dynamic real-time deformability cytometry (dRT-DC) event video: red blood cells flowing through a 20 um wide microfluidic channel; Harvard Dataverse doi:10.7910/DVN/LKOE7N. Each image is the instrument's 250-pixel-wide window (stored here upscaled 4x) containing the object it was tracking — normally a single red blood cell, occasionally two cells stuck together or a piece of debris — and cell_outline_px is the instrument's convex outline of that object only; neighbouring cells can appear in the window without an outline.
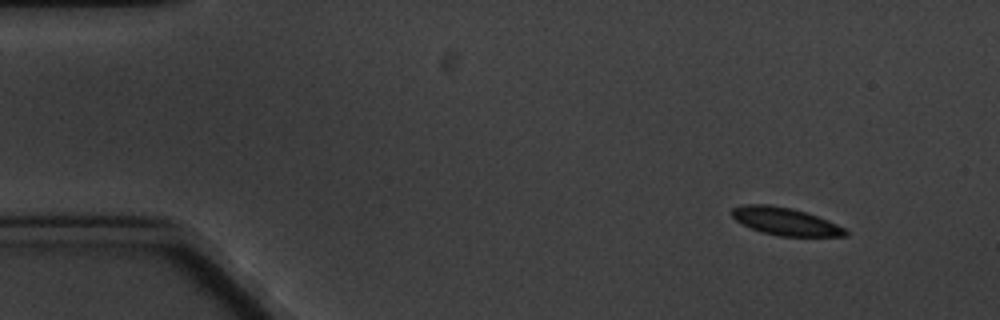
{"species": "common noctule bat (a hibernating species)", "species_latin": "Nyctalus noctula", "temperature_condition": "cold", "stored_images_in_passage": 6, "camera_frame_rate_fps": 3000, "um_per_image_px": 0.085, "animal": {"sex": "male", "body_mass_g": 20.1, "forearm_length_mm": 53.5}, "frame": {"image": 1, "passage_image": 1, "time_ms": 0.0, "image_size_px": [1000, 320], "cell_outline_px": [[848, 236], [780, 236], [760, 232], [736, 220], [732, 216], [732, 208], [744, 204], [768, 204], [792, 208], [808, 212], [828, 220], [844, 228], [848, 232]], "centroid_in_image_um": [66.76, 18.81], "position_along_channel_um": 18.2, "area_um2": 18.26}}
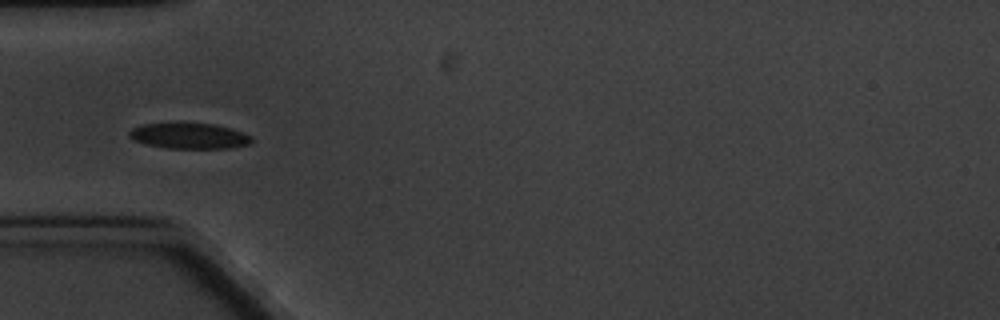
{"frame": {"image": 2, "passage_image": 4, "time_ms": 4.333, "image_size_px": [1000, 320], "cell_outline_px": [[252, 140], [248, 144], [232, 148], [164, 148], [144, 144], [132, 140], [128, 136], [128, 132], [132, 128], [140, 124], [216, 124], [232, 128], [252, 136]], "centroid_in_image_um": [16.06, 11.56], "position_along_channel_um": 68.9, "area_um2": 18.32}}